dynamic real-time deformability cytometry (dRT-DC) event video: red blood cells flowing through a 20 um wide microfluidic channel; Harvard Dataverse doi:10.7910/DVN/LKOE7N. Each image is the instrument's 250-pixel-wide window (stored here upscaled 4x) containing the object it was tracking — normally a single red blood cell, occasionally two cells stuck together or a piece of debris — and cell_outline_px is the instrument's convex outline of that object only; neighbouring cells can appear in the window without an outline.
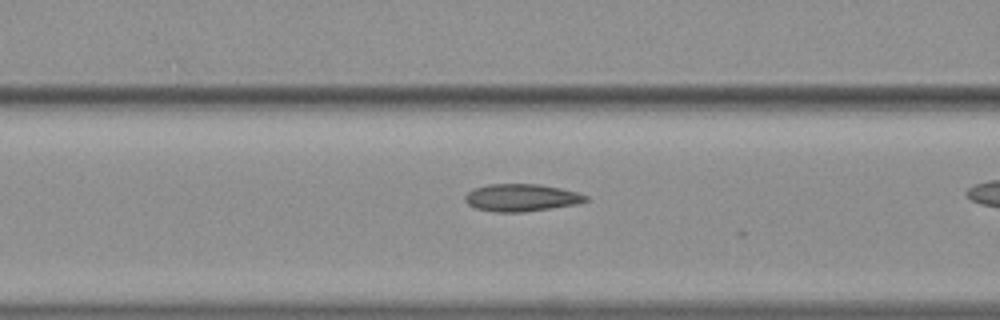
{"species": "common noctule bat (a hibernating species)", "species_latin": "Nyctalus noctula", "temperature_condition": "warm", "stored_images_in_passage": 11, "camera_frame_rate_fps": 3000, "um_per_image_px": 0.085, "animal": {"sex": "female", "body_mass_g": 19.3, "forearm_length_mm": 54.1}, "frame": {"image": 1, "passage_image": 10, "time_ms": 3.0, "image_size_px": [1000, 320], "cell_outline_px": [[588, 200], [580, 204], [524, 212], [496, 212], [476, 208], [468, 204], [464, 200], [464, 196], [468, 192], [476, 188], [488, 184], [540, 184], [560, 188], [576, 192], [588, 196]], "centroid_in_image_um": [44.34, 16.8], "position_along_channel_um": 122.3, "area_um2": 19.31}}